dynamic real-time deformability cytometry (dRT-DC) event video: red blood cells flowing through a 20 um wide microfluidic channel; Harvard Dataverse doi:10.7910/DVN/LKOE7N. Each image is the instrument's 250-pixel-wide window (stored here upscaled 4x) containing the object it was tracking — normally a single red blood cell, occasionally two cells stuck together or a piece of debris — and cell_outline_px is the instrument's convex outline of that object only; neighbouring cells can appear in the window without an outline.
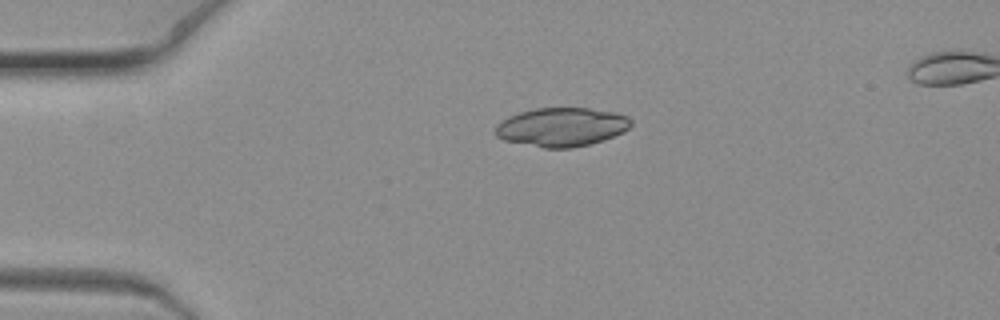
{"species": "common noctule bat (a hibernating species)", "species_latin": "Nyctalus noctula", "temperature_condition": "warm", "stored_images_in_passage": 8, "camera_frame_rate_fps": 3000, "um_per_image_px": 0.085, "animal": {"sex": "female", "body_mass_g": 19.3, "forearm_length_mm": 54.1}, "frame": {"image": 1, "passage_image": 1, "time_ms": 0.0, "image_size_px": [1000, 320], "cell_outline_px": [[632, 124], [624, 132], [604, 140], [572, 148], [544, 148], [504, 140], [496, 136], [496, 124], [500, 120], [508, 116], [520, 112], [536, 108], [588, 108], [616, 112], [628, 116], [632, 120]], "centroid_in_image_um": [47.75, 10.79], "position_along_channel_um": 37.3, "area_um2": 30.81}}